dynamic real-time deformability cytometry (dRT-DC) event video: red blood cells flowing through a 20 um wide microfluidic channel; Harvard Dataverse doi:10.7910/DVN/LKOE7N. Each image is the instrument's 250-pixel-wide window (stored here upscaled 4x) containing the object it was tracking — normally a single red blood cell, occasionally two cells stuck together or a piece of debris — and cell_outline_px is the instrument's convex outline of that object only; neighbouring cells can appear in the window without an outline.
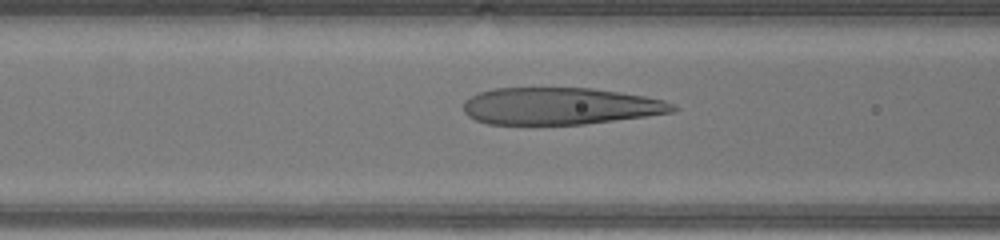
{"species": "human", "species_latin": "Homo sapiens", "temperature_condition": "warm", "stored_images_in_passage": 33, "camera_frame_rate_fps": 3000, "um_per_image_px": 0.085, "donor": {"sex": "male"}, "frame": {"image": 1, "passage_image": 9, "time_ms": 2.667, "image_size_px": [1000, 240], "cell_outline_px": [[680, 108], [672, 112], [648, 116], [584, 124], [488, 124], [476, 120], [468, 116], [464, 112], [464, 100], [480, 92], [496, 88], [592, 88], [620, 92], [644, 96], [664, 100]], "centroid_in_image_um": [47.62, 9.02], "position_along_channel_um": 119.0, "area_um2": 45.08}}
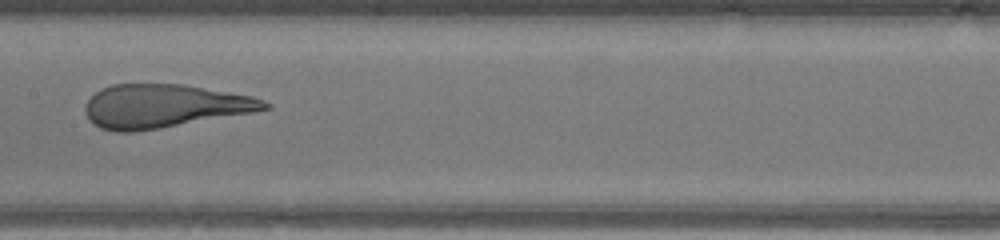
{"frame": {"image": 2, "passage_image": 14, "time_ms": 4.333, "image_size_px": [1000, 240], "cell_outline_px": [[272, 108], [252, 112], [132, 132], [116, 132], [100, 128], [92, 124], [84, 108], [84, 104], [96, 92], [112, 84], [184, 84], [252, 96], [264, 100], [272, 104]], "centroid_in_image_um": [13.93, 9.0], "position_along_channel_um": 193.5, "area_um2": 44.97}}
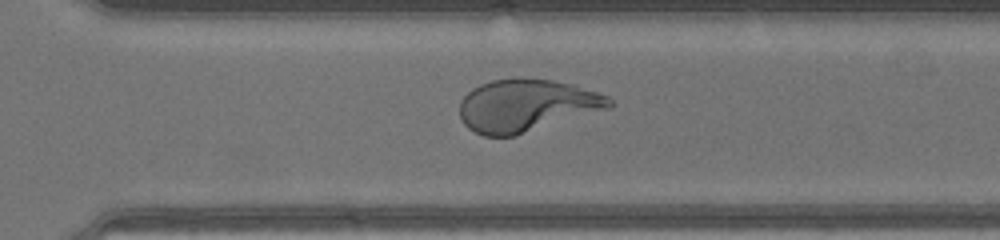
{"frame": {"image": 3, "passage_image": 23, "time_ms": 7.333, "image_size_px": [1000, 240], "cell_outline_px": [[616, 104], [612, 108], [512, 136], [484, 136], [468, 128], [464, 124], [460, 116], [460, 100], [472, 88], [480, 84], [492, 80], [520, 76], [552, 80], [572, 84], [608, 96]], "centroid_in_image_um": [44.76, 8.94], "position_along_channel_um": 325.8, "area_um2": 46.01}, "authors_computed_cell_mechanics": {"area_um2": 46.7024, "velocity_mm_per_s": 4.4371, "shape_relaxation_time_tau1_ms": 6.5397, "shape_relaxation_time_tau2_ms": null, "deformation_change_tau1": 0.3591, "deformation_change_tau2": null}}